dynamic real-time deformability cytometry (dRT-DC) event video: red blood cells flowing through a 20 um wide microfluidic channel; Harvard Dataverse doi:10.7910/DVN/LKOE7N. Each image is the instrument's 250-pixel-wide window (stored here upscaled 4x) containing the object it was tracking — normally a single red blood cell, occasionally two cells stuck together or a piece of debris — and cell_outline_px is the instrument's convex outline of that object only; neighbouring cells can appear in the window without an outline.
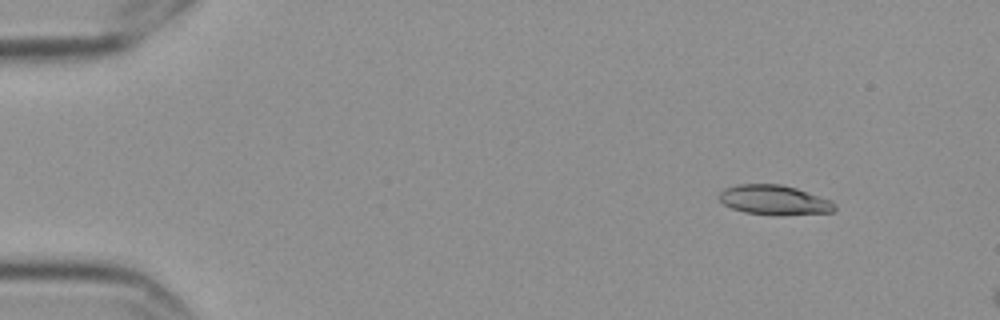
{"species": "Egyptian fruit bat (a non-hibernating species)", "species_latin": "Rousettus aegyptiacus", "temperature_condition": "cold", "stored_images_in_passage": 5, "camera_frame_rate_fps": 3000, "um_per_image_px": 0.085, "frame": {"image": 1, "passage_image": 1, "time_ms": 0.0, "image_size_px": [1000, 320], "cell_outline_px": [[836, 208], [832, 212], [744, 212], [732, 208], [724, 204], [720, 200], [720, 192], [724, 188], [736, 184], [780, 184], [796, 188], [832, 200], [836, 204]], "centroid_in_image_um": [65.77, 16.93], "position_along_channel_um": 19.2, "area_um2": 18.9}}